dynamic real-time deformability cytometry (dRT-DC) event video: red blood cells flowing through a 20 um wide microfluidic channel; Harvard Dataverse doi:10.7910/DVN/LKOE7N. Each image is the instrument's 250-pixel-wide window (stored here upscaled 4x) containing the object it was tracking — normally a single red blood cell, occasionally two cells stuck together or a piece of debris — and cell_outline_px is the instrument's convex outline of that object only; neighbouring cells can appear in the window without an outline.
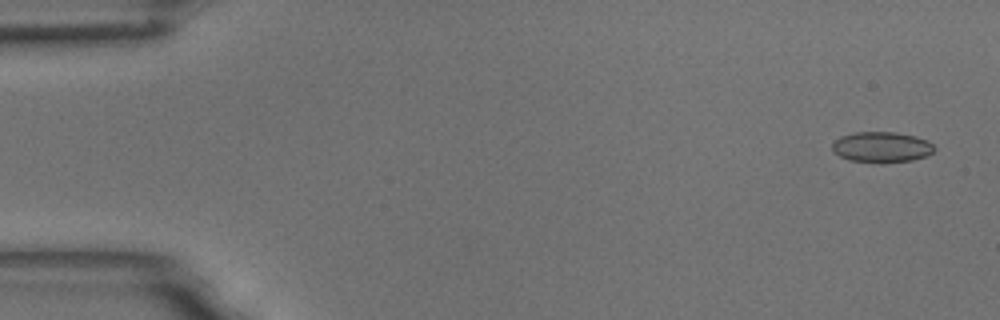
{"species": "common noctule bat (a hibernating species)", "species_latin": "Nyctalus noctula", "temperature_condition": "room temperature", "stored_images_in_passage": 4, "camera_frame_rate_fps": 3000, "um_per_image_px": 0.085, "animal": {"sex": "male", "body_mass_g": 18.8}, "frame": {"image": 1, "passage_image": 1, "time_ms": 0.0, "image_size_px": [1000, 320], "cell_outline_px": [[936, 148], [928, 156], [912, 160], [880, 164], [852, 160], [840, 156], [832, 148], [832, 144], [840, 136], [856, 132], [896, 132], [928, 140]], "centroid_in_image_um": [74.97, 12.51], "position_along_channel_um": 10.0, "area_um2": 18.26}}